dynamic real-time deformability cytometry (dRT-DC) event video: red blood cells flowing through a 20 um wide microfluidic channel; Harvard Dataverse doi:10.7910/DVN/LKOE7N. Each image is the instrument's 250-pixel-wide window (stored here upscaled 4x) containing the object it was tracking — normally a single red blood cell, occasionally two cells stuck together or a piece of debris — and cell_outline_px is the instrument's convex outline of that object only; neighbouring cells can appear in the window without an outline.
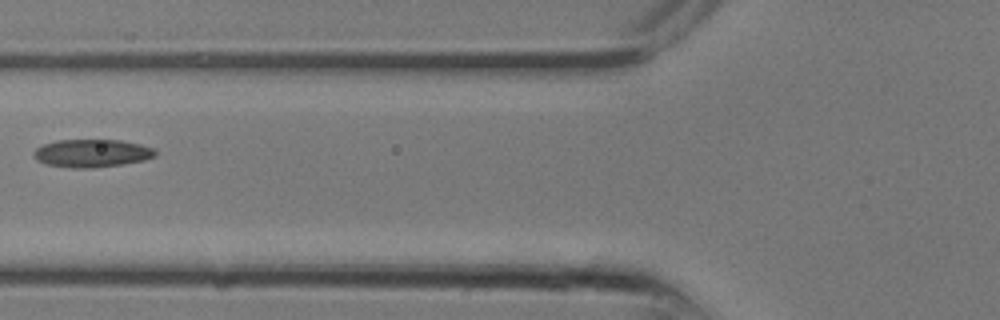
{"species": "common noctule bat (a hibernating species)", "species_latin": "Nyctalus noctula", "temperature_condition": "room temperature", "stored_images_in_passage": 15, "camera_frame_rate_fps": 3000, "um_per_image_px": 0.085, "animal": {"sex": "male", "body_mass_g": 13.3}, "frame": {"image": 1, "passage_image": 11, "time_ms": 3.333, "image_size_px": [1000, 320], "cell_outline_px": [[156, 156], [144, 160], [124, 164], [96, 168], [68, 168], [44, 164], [36, 160], [32, 156], [32, 152], [36, 148], [44, 144], [56, 140], [120, 140], [140, 144], [152, 148], [156, 152]], "centroid_in_image_um": [7.76, 13.04], "position_along_channel_um": 118.0, "area_um2": 20.06}}
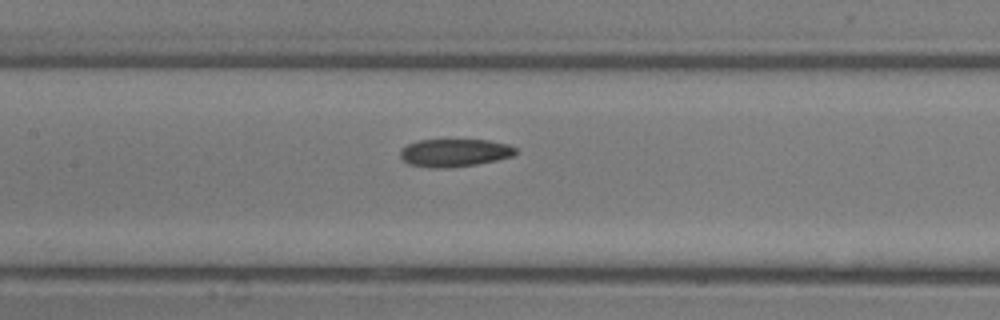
{"frame": {"image": 2, "passage_image": 13, "time_ms": 4.0, "image_size_px": [1000, 320], "cell_outline_px": [[520, 152], [516, 156], [476, 164], [452, 168], [428, 168], [408, 164], [400, 160], [400, 148], [408, 144], [420, 140], [488, 140], [508, 144], [516, 148]], "centroid_in_image_um": [38.64, 13.0], "position_along_channel_um": 168.8, "area_um2": 19.13}}
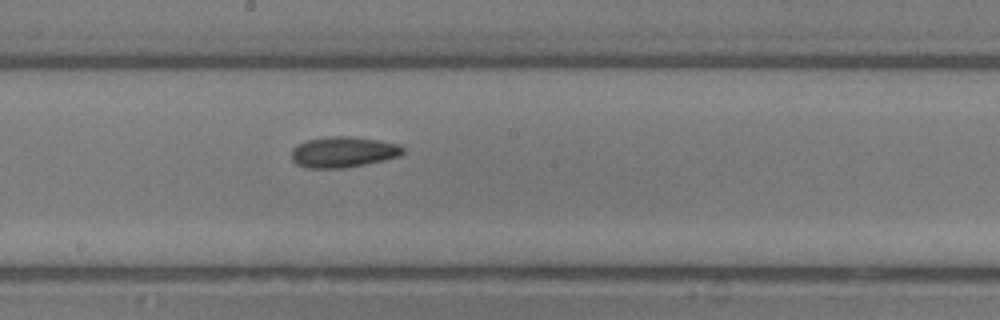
{"frame": {"image": 3, "passage_image": 15, "time_ms": 4.667, "image_size_px": [1000, 320], "cell_outline_px": [[404, 152], [400, 156], [384, 160], [344, 168], [308, 168], [296, 164], [292, 160], [292, 148], [296, 144], [308, 140], [332, 136], [352, 136], [380, 140], [400, 144], [404, 148]], "centroid_in_image_um": [29.19, 12.91], "position_along_channel_um": 219.0, "area_um2": 20.11}}